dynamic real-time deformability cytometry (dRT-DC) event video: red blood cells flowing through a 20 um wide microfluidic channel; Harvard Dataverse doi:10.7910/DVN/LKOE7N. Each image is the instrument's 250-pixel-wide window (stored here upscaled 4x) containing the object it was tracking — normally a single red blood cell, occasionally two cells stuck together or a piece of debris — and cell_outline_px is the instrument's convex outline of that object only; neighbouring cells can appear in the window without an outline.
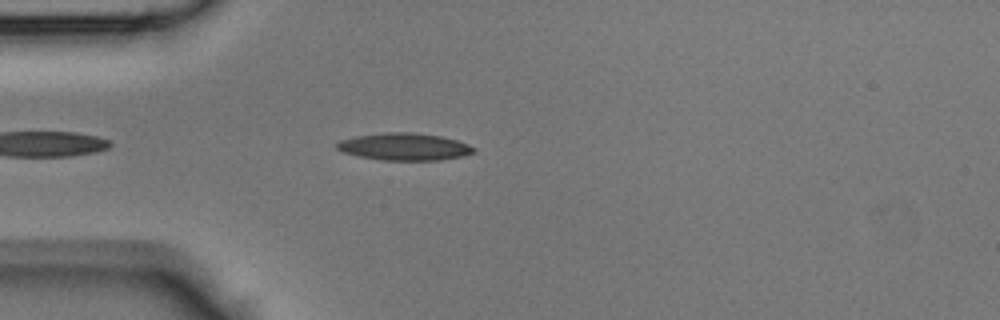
{"species": "Egyptian fruit bat (a non-hibernating species)", "species_latin": "Rousettus aegyptiacus", "temperature_condition": "room temperature", "stored_images_in_passage": 22, "camera_frame_rate_fps": 3000, "um_per_image_px": 0.085, "animal": {"sex": "male"}, "frame": {"image": 1, "passage_image": 2, "time_ms": 0.333, "image_size_px": [1000, 320], "cell_outline_px": [[476, 152], [464, 156], [440, 160], [384, 160], [360, 156], [344, 152], [336, 148], [336, 144], [340, 140], [356, 136], [384, 132], [412, 132], [440, 136], [456, 140], [468, 144], [476, 148]], "centroid_in_image_um": [34.41, 12.47], "position_along_channel_um": 50.6, "area_um2": 21.68}}
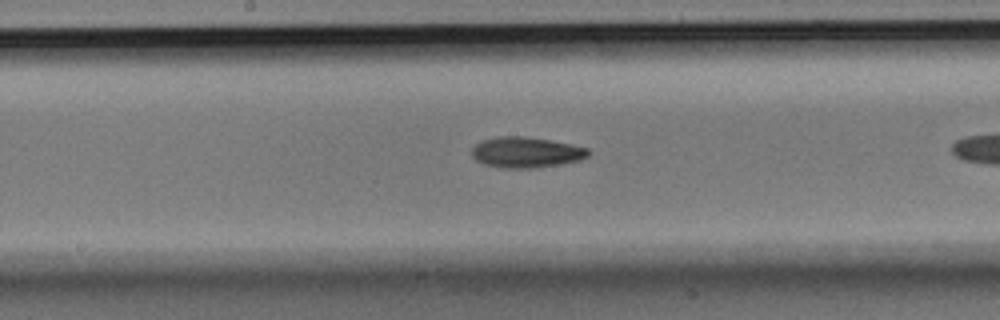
{"frame": {"image": 2, "passage_image": 10, "time_ms": 3.0, "image_size_px": [1000, 320], "cell_outline_px": [[588, 156], [580, 160], [560, 164], [532, 168], [504, 168], [484, 164], [476, 160], [472, 156], [472, 148], [476, 144], [484, 140], [496, 136], [524, 136], [572, 144], [588, 148]], "centroid_in_image_um": [44.71, 12.94], "position_along_channel_um": 203.5, "area_um2": 20.69}}
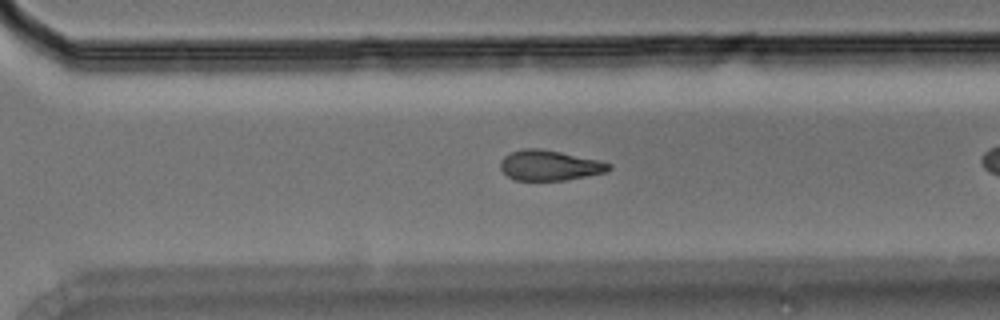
{"frame": {"image": 3, "passage_image": 18, "time_ms": 5.667, "image_size_px": [1000, 320], "cell_outline_px": [[612, 168], [608, 172], [564, 180], [516, 180], [508, 176], [500, 168], [500, 160], [508, 152], [524, 148], [540, 148], [600, 160], [612, 164]], "centroid_in_image_um": [46.72, 14.04], "position_along_channel_um": 323.9, "area_um2": 19.25}}